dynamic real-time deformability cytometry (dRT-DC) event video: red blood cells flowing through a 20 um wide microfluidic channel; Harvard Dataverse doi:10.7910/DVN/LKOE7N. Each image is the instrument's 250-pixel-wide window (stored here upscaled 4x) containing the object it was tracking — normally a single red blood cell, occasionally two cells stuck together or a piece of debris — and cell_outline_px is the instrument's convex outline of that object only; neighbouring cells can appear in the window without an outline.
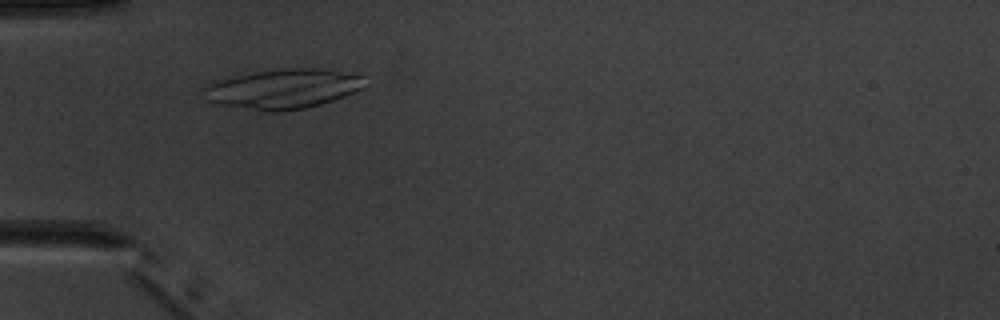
{"species": "common noctule bat (a hibernating species)", "species_latin": "Nyctalus noctula", "temperature_condition": "warm", "stored_images_in_passage": 3, "camera_frame_rate_fps": 3000, "um_per_image_px": 0.085, "animal": {"sex": "male", "body_mass_g": 20.1, "forearm_length_mm": 53.5}, "frame": {"image": 1, "passage_image": 2, "time_ms": 1.333, "image_size_px": [1000, 320], "cell_outline_px": [[368, 84], [344, 96], [320, 104], [304, 108], [280, 112], [260, 112], [220, 104], [208, 100], [200, 88], [216, 80], [232, 76], [256, 72], [284, 68], [320, 68], [364, 76]], "centroid_in_image_um": [24.02, 7.56], "position_along_channel_um": 61.0, "area_um2": 37.34}}
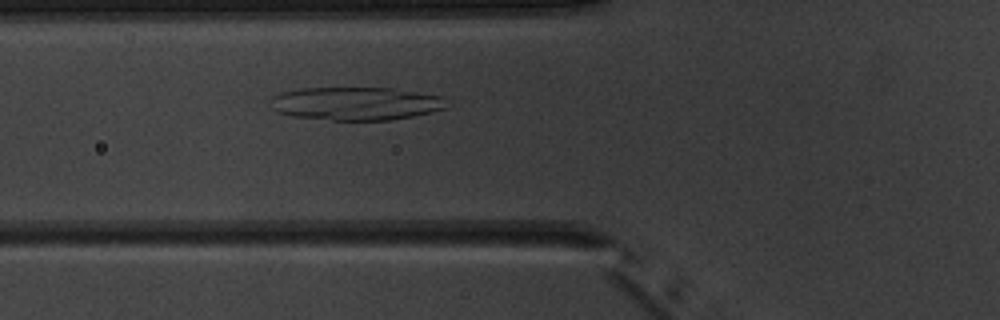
{"frame": {"image": 2, "passage_image": 3, "time_ms": 2.333, "image_size_px": [1000, 320], "cell_outline_px": [[452, 104], [448, 108], [432, 112], [392, 120], [332, 120], [292, 116], [276, 112], [272, 108], [268, 100], [272, 96], [284, 92], [300, 88], [392, 88], [444, 96]], "centroid_in_image_um": [30.3, 8.8], "position_along_channel_um": 95.5, "area_um2": 34.56}}